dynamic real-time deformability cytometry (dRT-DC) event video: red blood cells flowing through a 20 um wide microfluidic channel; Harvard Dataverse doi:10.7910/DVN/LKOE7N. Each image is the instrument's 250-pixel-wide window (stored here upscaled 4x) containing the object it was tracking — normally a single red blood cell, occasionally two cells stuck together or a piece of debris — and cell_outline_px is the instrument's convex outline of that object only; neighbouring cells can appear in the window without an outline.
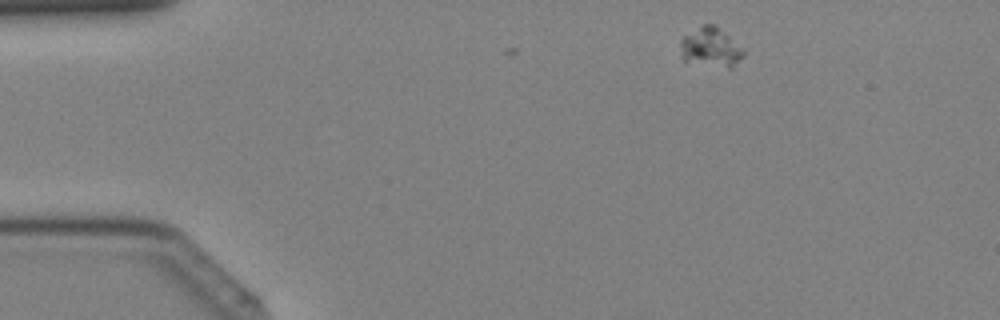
{"species": "Egyptian fruit bat (a non-hibernating species)", "species_latin": "Rousettus aegyptiacus", "temperature_condition": "cold", "stored_images_in_passage": 5, "camera_frame_rate_fps": 3000, "um_per_image_px": 0.085, "animal": {"sex": "female"}, "frame": {"image": 1, "passage_image": 5, "time_ms": 1.333, "image_size_px": [1000, 320], "cell_outline_px": [[744, 56], [732, 68], [728, 68], [684, 60], [680, 48], [680, 40], [684, 36], [704, 24], [716, 24], [744, 48]], "centroid_in_image_um": [60.46, 4.0], "position_along_channel_um": 24.5, "area_um2": 14.45}}